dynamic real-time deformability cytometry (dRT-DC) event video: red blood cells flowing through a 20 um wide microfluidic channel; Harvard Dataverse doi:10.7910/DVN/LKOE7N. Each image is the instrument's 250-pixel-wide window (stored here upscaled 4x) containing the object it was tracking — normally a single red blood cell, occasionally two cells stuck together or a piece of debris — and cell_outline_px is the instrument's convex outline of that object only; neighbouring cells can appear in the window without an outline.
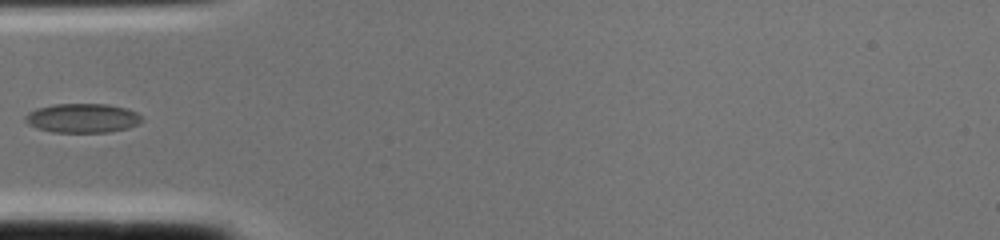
{"species": "common noctule bat (a hibernating species)", "species_latin": "Nyctalus noctula", "temperature_condition": "cold", "stored_images_in_passage": 2, "camera_frame_rate_fps": 3000, "um_per_image_px": 0.085, "animal": {"sex": "female", "body_mass_g": 22.0, "forearm_length_mm": 56.7}, "frame": {"image": 1, "passage_image": 2, "time_ms": 0.333, "image_size_px": [1000, 240], "cell_outline_px": [[144, 120], [128, 128], [108, 132], [52, 132], [36, 128], [28, 124], [24, 120], [24, 116], [28, 112], [36, 108], [52, 104], [108, 104], [124, 108], [136, 112]], "centroid_in_image_um": [6.96, 10.04], "position_along_channel_um": 78.0, "area_um2": 19.88}}